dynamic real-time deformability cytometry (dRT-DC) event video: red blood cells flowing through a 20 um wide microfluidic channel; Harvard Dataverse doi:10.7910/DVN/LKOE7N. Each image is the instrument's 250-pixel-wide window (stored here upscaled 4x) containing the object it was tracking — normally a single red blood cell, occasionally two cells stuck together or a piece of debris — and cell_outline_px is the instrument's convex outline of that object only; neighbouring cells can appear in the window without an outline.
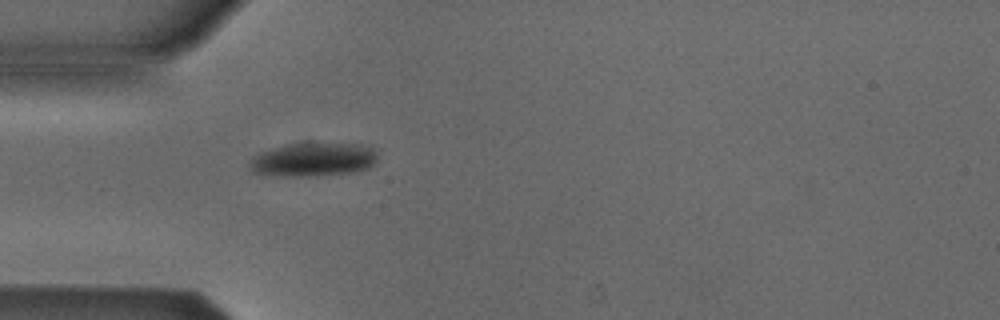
{"species": "Egyptian fruit bat (a non-hibernating species)", "species_latin": "Rousettus aegyptiacus", "temperature_condition": "cold", "stored_images_in_passage": 1, "camera_frame_rate_fps": 3000, "um_per_image_px": 0.085, "animal": {"sex": "male"}, "frame": {"image": 1, "passage_image": 1, "time_ms": 0.0, "image_size_px": [1000, 320], "cell_outline_px": [[376, 160], [368, 168], [352, 172], [316, 176], [276, 176], [252, 172], [248, 168], [248, 160], [252, 156], [260, 152], [272, 148], [292, 144], [360, 144], [372, 148], [376, 152]], "centroid_in_image_um": [26.55, 13.58], "position_along_channel_um": 58.4, "area_um2": 25.03}}